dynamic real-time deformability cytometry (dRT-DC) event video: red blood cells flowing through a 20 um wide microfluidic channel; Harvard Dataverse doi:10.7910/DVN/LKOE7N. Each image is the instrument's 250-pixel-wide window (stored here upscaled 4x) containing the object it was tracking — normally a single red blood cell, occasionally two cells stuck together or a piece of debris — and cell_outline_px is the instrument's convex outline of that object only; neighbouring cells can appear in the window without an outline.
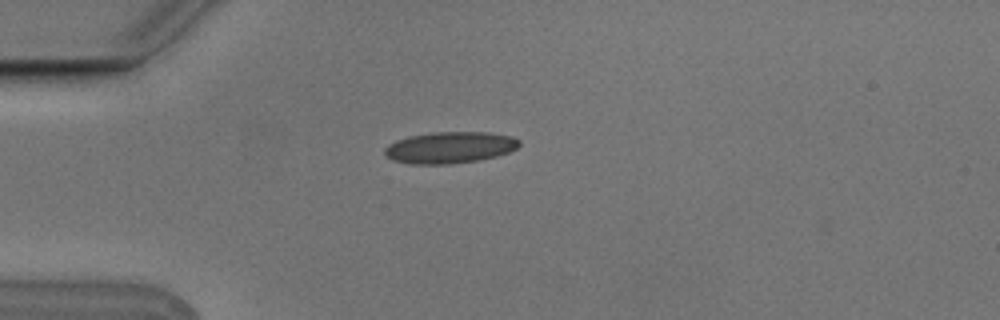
{"species": "Egyptian fruit bat (a non-hibernating species)", "species_latin": "Rousettus aegyptiacus", "temperature_condition": "cold", "stored_images_in_passage": 3, "camera_frame_rate_fps": 3000, "um_per_image_px": 0.085, "animal": {"sex": "male"}, "frame": {"image": 1, "passage_image": 1, "time_ms": 0.0, "image_size_px": [1000, 320], "cell_outline_px": [[520, 144], [516, 148], [508, 152], [496, 156], [480, 160], [448, 164], [412, 164], [392, 160], [384, 156], [384, 148], [388, 144], [396, 140], [408, 136], [432, 132], [488, 132], [512, 136], [520, 140]], "centroid_in_image_um": [38.21, 12.53], "position_along_channel_um": 46.8, "area_um2": 24.91}}
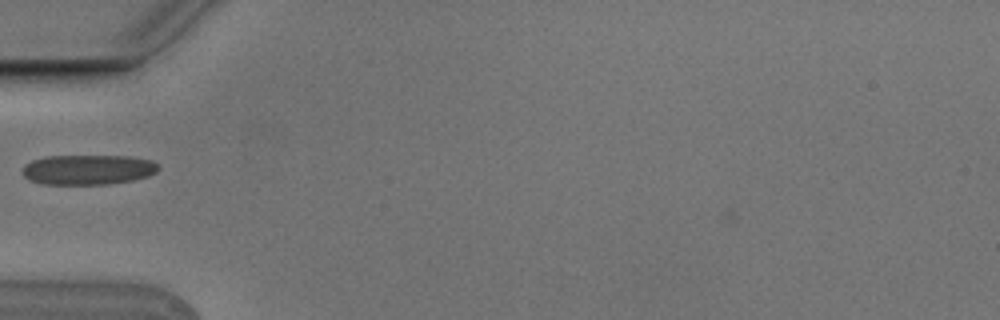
{"frame": {"image": 2, "passage_image": 2, "time_ms": 0.333, "image_size_px": [1000, 320], "cell_outline_px": [[160, 168], [156, 172], [148, 176], [132, 180], [108, 184], [44, 184], [28, 180], [24, 176], [24, 164], [32, 160], [44, 156], [128, 156], [148, 160], [156, 164]], "centroid_in_image_um": [7.45, 14.42], "position_along_channel_um": 77.6, "area_um2": 23.64}}